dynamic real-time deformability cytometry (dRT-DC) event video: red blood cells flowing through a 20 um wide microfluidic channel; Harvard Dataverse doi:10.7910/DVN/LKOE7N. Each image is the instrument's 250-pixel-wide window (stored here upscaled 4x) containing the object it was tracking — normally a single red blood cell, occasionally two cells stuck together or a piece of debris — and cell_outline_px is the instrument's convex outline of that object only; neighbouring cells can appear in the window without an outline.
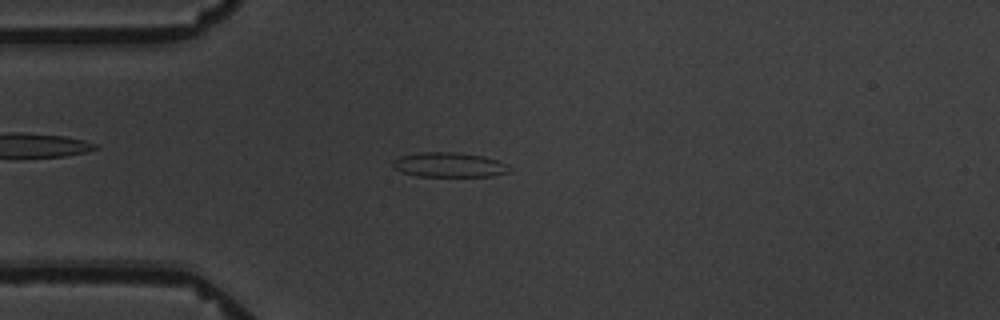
{"species": "common noctule bat (a hibernating species)", "species_latin": "Nyctalus noctula", "temperature_condition": "warm", "stored_images_in_passage": 10, "camera_frame_rate_fps": 3000, "um_per_image_px": 0.085, "animal": {"sex": "male", "body_mass_g": 19.5, "forearm_length_mm": 54.6}, "frame": {"image": 1, "passage_image": 3, "time_ms": 2.667, "image_size_px": [1000, 320], "cell_outline_px": [[512, 168], [508, 172], [492, 176], [416, 176], [400, 172], [392, 168], [392, 160], [400, 156], [420, 152], [452, 152], [484, 156], [496, 160]], "centroid_in_image_um": [38.11, 14.01], "position_along_channel_um": 46.9, "area_um2": 16.82}}
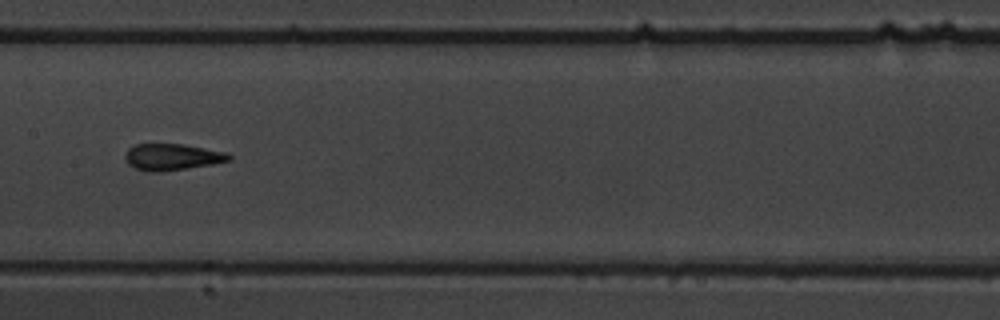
{"frame": {"image": 2, "passage_image": 7, "time_ms": 7.333, "image_size_px": [1000, 320], "cell_outline_px": [[232, 160], [212, 164], [188, 168], [160, 172], [148, 172], [136, 168], [128, 164], [124, 160], [124, 156], [128, 148], [136, 144], [184, 144], [224, 152], [232, 156]], "centroid_in_image_um": [14.6, 13.35], "position_along_channel_um": 192.8, "area_um2": 16.07}}
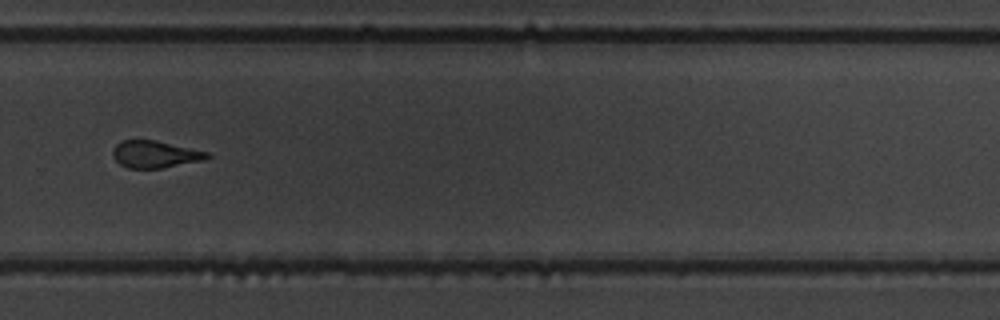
{"frame": {"image": 3, "passage_image": 10, "time_ms": 11.0, "image_size_px": [1000, 320], "cell_outline_px": [[212, 156], [204, 160], [160, 168], [128, 168], [120, 164], [112, 156], [112, 152], [116, 144], [124, 140], [156, 140], [208, 152]], "centroid_in_image_um": [13.18, 13.11], "position_along_channel_um": 316.6, "area_um2": 14.8}}